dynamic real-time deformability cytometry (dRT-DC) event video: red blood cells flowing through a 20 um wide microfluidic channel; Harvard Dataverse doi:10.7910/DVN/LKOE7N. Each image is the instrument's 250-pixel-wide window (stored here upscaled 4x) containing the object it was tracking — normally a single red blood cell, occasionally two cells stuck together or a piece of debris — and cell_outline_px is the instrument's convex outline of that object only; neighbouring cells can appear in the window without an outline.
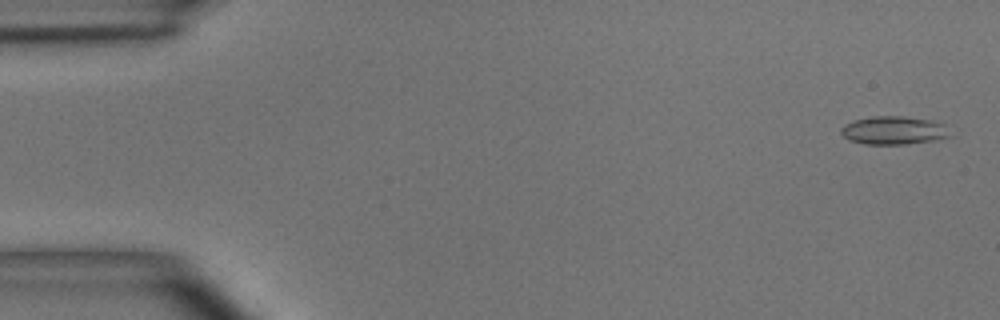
{"species": "common noctule bat (a hibernating species)", "species_latin": "Nyctalus noctula", "temperature_condition": "room temperature", "stored_images_in_passage": 4, "camera_frame_rate_fps": 3000, "um_per_image_px": 0.085, "animal": {"sex": "male", "body_mass_g": 15.6}, "frame": {"image": 1, "passage_image": 1, "time_ms": 0.0, "image_size_px": [1000, 320], "cell_outline_px": [[952, 136], [936, 140], [908, 144], [864, 144], [848, 140], [840, 132], [840, 128], [844, 124], [856, 120], [872, 116], [904, 116], [932, 120], [944, 124]], "centroid_in_image_um": [75.97, 11.08], "position_along_channel_um": 9.0, "area_um2": 18.09}}
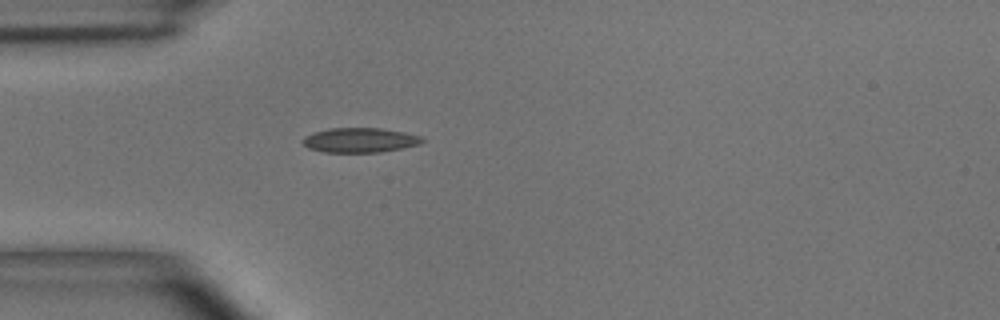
{"frame": {"image": 2, "passage_image": 4, "time_ms": 4.333, "image_size_px": [1000, 320], "cell_outline_px": [[424, 140], [420, 144], [404, 148], [380, 152], [324, 152], [308, 148], [300, 140], [304, 136], [328, 128], [380, 128], [404, 132], [424, 136]], "centroid_in_image_um": [30.61, 11.91], "position_along_channel_um": 54.4, "area_um2": 17.28}}